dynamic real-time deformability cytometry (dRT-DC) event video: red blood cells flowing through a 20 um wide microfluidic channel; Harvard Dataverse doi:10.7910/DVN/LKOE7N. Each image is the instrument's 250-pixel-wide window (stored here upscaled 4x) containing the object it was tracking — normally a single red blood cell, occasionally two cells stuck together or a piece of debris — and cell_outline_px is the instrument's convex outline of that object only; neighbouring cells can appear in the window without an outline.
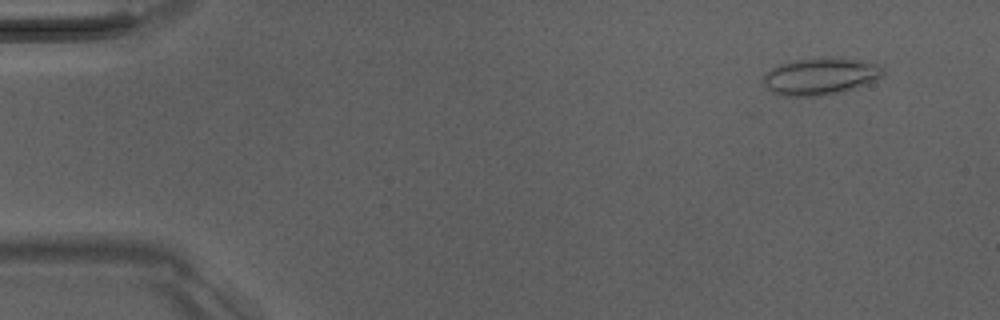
{"species": "Egyptian fruit bat (a non-hibernating species)", "species_latin": "Rousettus aegyptiacus", "temperature_condition": "room temperature", "stored_images_in_passage": 47, "camera_frame_rate_fps": 3000, "um_per_image_px": 0.085, "animal": {"sex": "male"}, "frame": {"image": 1, "passage_image": 4, "time_ms": 1.0, "image_size_px": [1000, 320], "cell_outline_px": [[884, 76], [876, 80], [844, 92], [824, 96], [780, 96], [772, 92], [764, 84], [764, 76], [772, 68], [780, 64], [796, 60], [832, 56], [856, 60], [876, 64], [884, 68]], "centroid_in_image_um": [69.76, 6.5], "position_along_channel_um": 15.2, "area_um2": 25.95}}
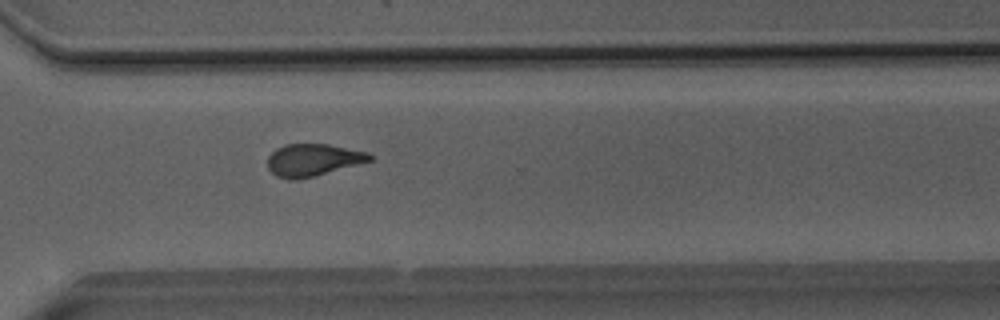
{"frame": {"image": 2, "passage_image": 37, "time_ms": 12.0, "image_size_px": [1000, 320], "cell_outline_px": [[372, 160], [312, 176], [292, 180], [288, 180], [276, 176], [268, 168], [268, 156], [276, 148], [284, 144], [328, 144], [368, 152], [372, 156]], "centroid_in_image_um": [26.56, 13.58], "position_along_channel_um": 344.0, "area_um2": 18.9}}
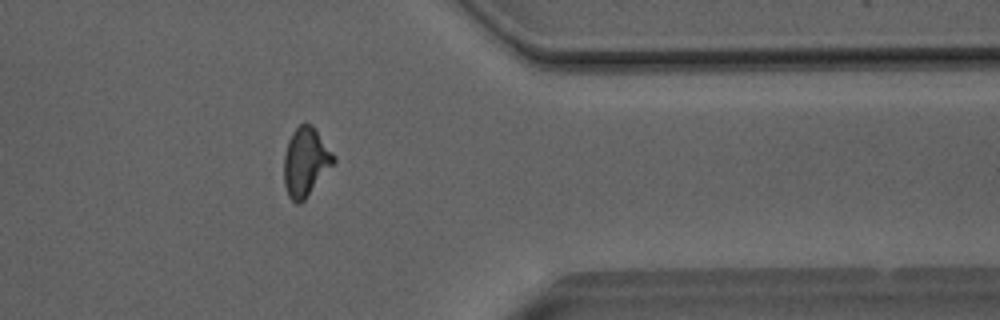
{"frame": {"image": 3, "passage_image": 41, "time_ms": 13.333, "image_size_px": [1000, 320], "cell_outline_px": [[336, 160], [304, 200], [300, 204], [296, 204], [288, 196], [284, 184], [284, 152], [288, 140], [292, 132], [300, 124], [312, 124], [316, 128], [336, 156]], "centroid_in_image_um": [25.97, 13.74], "position_along_channel_um": 385.4, "area_um2": 19.94}, "authors_computed_cell_mechanics": {"area_um2": 19.9988, "velocity_mm_per_s": 4.0559, "shape_relaxation_time_tau1_ms": 4.929, "shape_relaxation_time_tau2_ms": 1.7716, "deformation_change_tau1": 0.1778, "deformation_change_tau2": 0.1019}}